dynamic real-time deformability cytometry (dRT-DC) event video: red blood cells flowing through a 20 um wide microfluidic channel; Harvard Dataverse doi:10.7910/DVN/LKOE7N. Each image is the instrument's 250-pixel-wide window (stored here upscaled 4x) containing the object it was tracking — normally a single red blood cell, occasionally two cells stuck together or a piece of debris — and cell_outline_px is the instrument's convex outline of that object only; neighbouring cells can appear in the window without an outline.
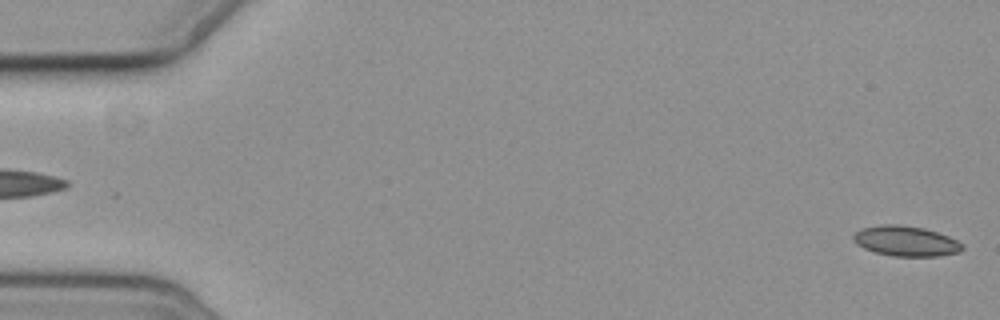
{"species": "common noctule bat (a hibernating species)", "species_latin": "Nyctalus noctula", "temperature_condition": "cold", "stored_images_in_passage": 9, "camera_frame_rate_fps": 3000, "um_per_image_px": 0.085, "animal": {"sex": "female", "body_mass_g": 19.3, "forearm_length_mm": 54.1}, "frame": {"image": 1, "passage_image": 1, "time_ms": 0.0, "image_size_px": [1000, 320], "cell_outline_px": [[964, 248], [960, 252], [940, 256], [892, 256], [876, 252], [864, 248], [856, 244], [852, 236], [860, 228], [884, 224], [900, 224], [924, 228], [948, 236], [964, 244]], "centroid_in_image_um": [77.01, 20.49], "position_along_channel_um": 8.0, "area_um2": 19.25}}
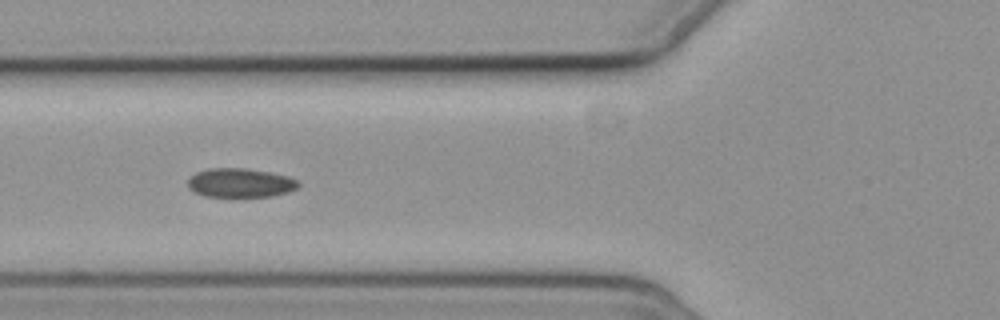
{"frame": {"image": 2, "passage_image": 7, "time_ms": 7.0, "image_size_px": [1000, 320], "cell_outline_px": [[300, 184], [296, 188], [288, 192], [272, 196], [236, 200], [204, 196], [188, 188], [188, 180], [196, 172], [208, 168], [248, 168], [272, 172], [288, 176], [300, 180]], "centroid_in_image_um": [20.44, 15.59], "position_along_channel_um": 105.4, "area_um2": 19.77}}
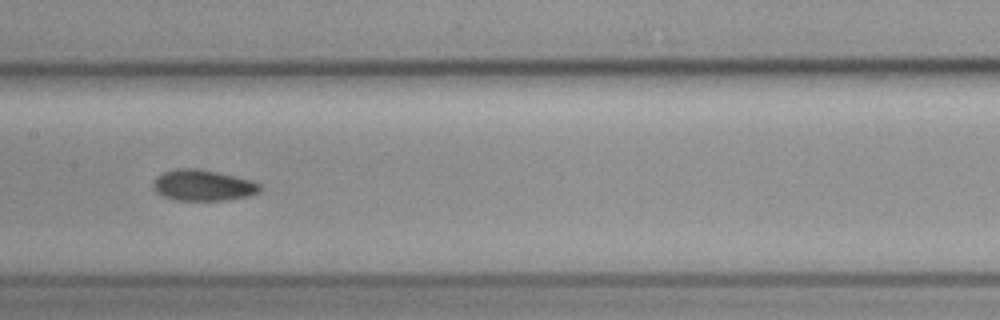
{"frame": {"image": 3, "passage_image": 9, "time_ms": 9.333, "image_size_px": [1000, 320], "cell_outline_px": [[260, 192], [248, 196], [224, 200], [176, 200], [164, 196], [156, 192], [152, 188], [152, 184], [156, 176], [164, 172], [176, 168], [196, 168], [216, 172], [252, 180], [260, 184]], "centroid_in_image_um": [17.22, 15.75], "position_along_channel_um": 190.2, "area_um2": 19.25}}